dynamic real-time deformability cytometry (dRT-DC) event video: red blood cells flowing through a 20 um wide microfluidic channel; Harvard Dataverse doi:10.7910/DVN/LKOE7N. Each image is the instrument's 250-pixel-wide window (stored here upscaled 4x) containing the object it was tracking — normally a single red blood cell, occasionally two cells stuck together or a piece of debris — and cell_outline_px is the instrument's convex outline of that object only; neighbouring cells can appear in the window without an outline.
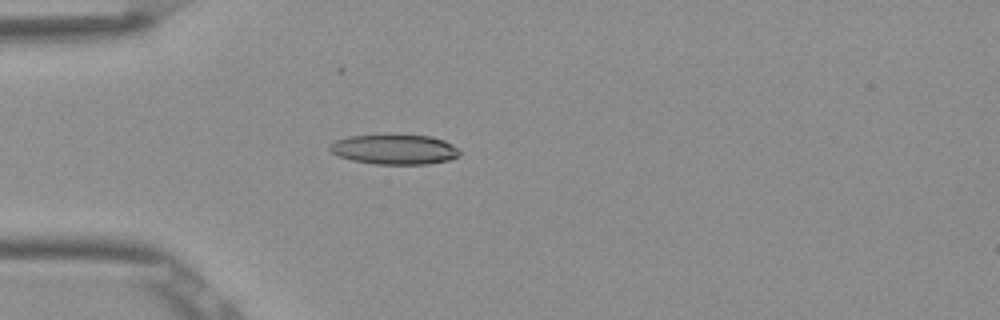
{"species": "Egyptian fruit bat (a non-hibernating species)", "species_latin": "Rousettus aegyptiacus", "temperature_condition": "room temperature", "stored_images_in_passage": 6, "camera_frame_rate_fps": 3000, "um_per_image_px": 0.085, "frame": {"image": 1, "passage_image": 6, "time_ms": 1.667, "image_size_px": [1000, 320], "cell_outline_px": [[460, 156], [452, 160], [428, 164], [376, 164], [352, 160], [340, 156], [332, 152], [328, 148], [328, 144], [336, 140], [348, 136], [432, 136], [444, 140], [460, 148]], "centroid_in_image_um": [33.59, 12.72], "position_along_channel_um": 51.4, "area_um2": 22.54}}